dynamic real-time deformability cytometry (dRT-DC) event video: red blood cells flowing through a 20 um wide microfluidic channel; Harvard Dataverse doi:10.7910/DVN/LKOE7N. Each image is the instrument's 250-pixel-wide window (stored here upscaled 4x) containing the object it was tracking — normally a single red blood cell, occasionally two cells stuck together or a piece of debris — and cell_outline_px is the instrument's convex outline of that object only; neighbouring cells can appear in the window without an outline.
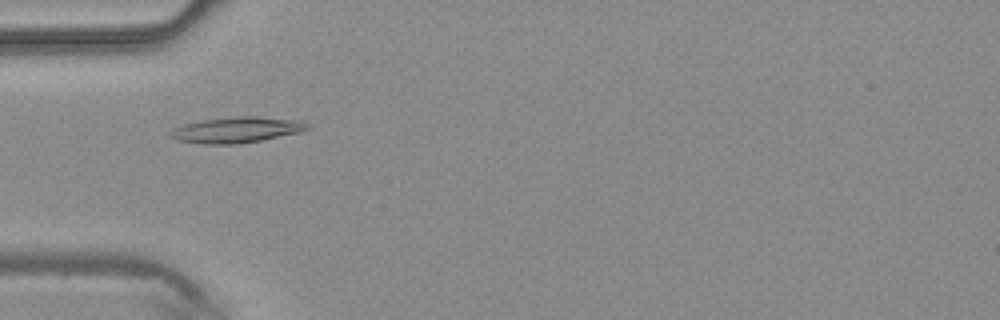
{"species": "common noctule bat (a hibernating species)", "species_latin": "Nyctalus noctula", "temperature_condition": "warm", "stored_images_in_passage": 4, "camera_frame_rate_fps": 3000, "um_per_image_px": 0.085, "animal": {"sex": "male", "body_mass_g": 20.4}, "frame": {"image": 1, "passage_image": 4, "time_ms": 1.0, "image_size_px": [1000, 320], "cell_outline_px": [[312, 128], [300, 132], [260, 140], [236, 144], [200, 144], [176, 140], [168, 136], [168, 132], [172, 128], [184, 124], [204, 120], [236, 116], [256, 116], [300, 120], [308, 124]], "centroid_in_image_um": [20.08, 11.04], "position_along_channel_um": 64.9, "area_um2": 20.69}}